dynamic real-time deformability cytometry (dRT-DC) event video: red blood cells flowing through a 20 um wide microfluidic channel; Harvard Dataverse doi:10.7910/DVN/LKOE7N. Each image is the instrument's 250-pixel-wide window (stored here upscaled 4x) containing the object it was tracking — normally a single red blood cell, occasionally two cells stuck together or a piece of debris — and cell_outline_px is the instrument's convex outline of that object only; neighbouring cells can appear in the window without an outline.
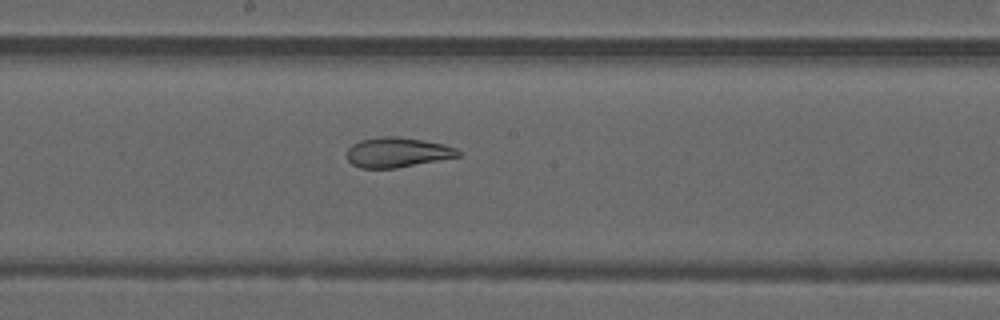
{"species": "common noctule bat (a hibernating species)", "species_latin": "Nyctalus noctula", "temperature_condition": "warm", "stored_images_in_passage": 31, "camera_frame_rate_fps": 3000, "um_per_image_px": 0.085, "animal": {"sex": "male", "forearm_length_mm": 52.5}, "frame": {"image": 1, "passage_image": 12, "time_ms": 3.667, "image_size_px": [1000, 320], "cell_outline_px": [[464, 152], [460, 156], [396, 168], [360, 168], [352, 164], [348, 160], [348, 148], [352, 144], [360, 140], [384, 136], [396, 136], [444, 144], [456, 148]], "centroid_in_image_um": [33.79, 12.95], "position_along_channel_um": 214.4, "area_um2": 19.31}}
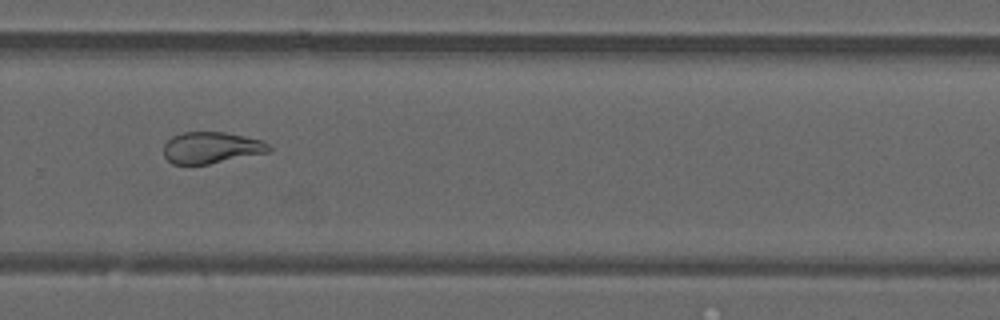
{"frame": {"image": 2, "passage_image": 19, "time_ms": 6.0, "image_size_px": [1000, 320], "cell_outline_px": [[272, 148], [268, 152], [208, 164], [172, 164], [164, 156], [164, 144], [172, 136], [184, 132], [224, 132], [244, 136], [260, 140], [268, 144]], "centroid_in_image_um": [17.93, 12.55], "position_along_channel_um": 311.9, "area_um2": 19.13}}
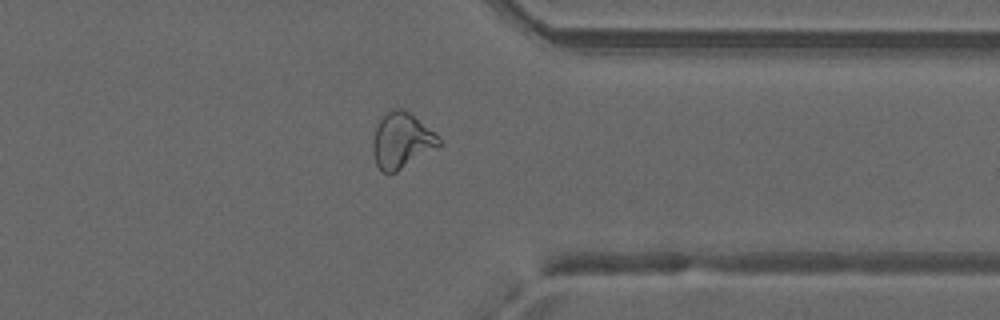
{"frame": {"image": 3, "passage_image": 24, "time_ms": 7.667, "image_size_px": [1000, 320], "cell_outline_px": [[440, 144], [436, 148], [396, 172], [388, 176], [380, 172], [376, 164], [372, 152], [372, 140], [376, 128], [380, 120], [392, 108], [400, 108], [408, 112], [432, 132], [440, 140]], "centroid_in_image_um": [34.06, 12.01], "position_along_channel_um": 377.3, "area_um2": 21.04}, "authors_computed_cell_mechanics": {"area_um2": 21.0392, "velocity_mm_per_s": 4.1887, "shape_relaxation_time_tau1_ms": null, "shape_relaxation_time_tau2_ms": 1.7528, "deformation_change_tau1": null, "deformation_change_tau2": 0.1007}}